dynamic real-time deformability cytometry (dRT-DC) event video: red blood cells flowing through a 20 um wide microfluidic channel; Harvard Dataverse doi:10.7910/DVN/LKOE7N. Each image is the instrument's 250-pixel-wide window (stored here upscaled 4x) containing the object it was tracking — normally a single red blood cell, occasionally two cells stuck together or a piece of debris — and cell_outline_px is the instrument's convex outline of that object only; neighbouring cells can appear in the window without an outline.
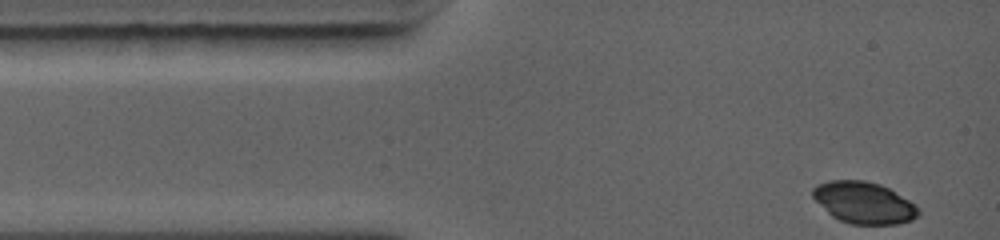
{"species": "common noctule bat (a hibernating species)", "species_latin": "Nyctalus noctula", "temperature_condition": "warm", "stored_images_in_passage": 29, "camera_frame_rate_fps": 5000, "um_per_image_px": 0.085, "animal": {"sex": "female", "body_mass_g": 19.0, "forearm_length_mm": 56.7}, "frame": {"image": 1, "passage_image": 1, "time_ms": 0.0, "image_size_px": [1000, 240], "cell_outline_px": [[920, 212], [912, 220], [896, 224], [852, 224], [840, 220], [832, 216], [812, 196], [812, 188], [816, 184], [828, 180], [864, 180], [880, 184], [888, 188], [916, 204], [920, 208]], "centroid_in_image_um": [73.43, 17.22], "position_along_channel_um": 11.6, "area_um2": 25.61}}
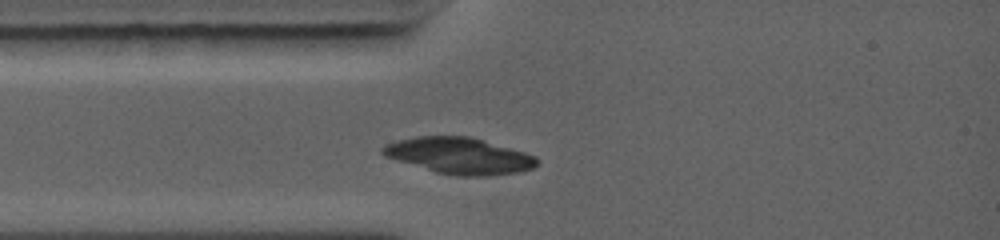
{"frame": {"image": 2, "passage_image": 9, "time_ms": 1.6, "image_size_px": [1000, 240], "cell_outline_px": [[536, 164], [532, 168], [520, 172], [484, 176], [456, 176], [436, 172], [384, 156], [380, 152], [380, 148], [384, 144], [396, 140], [416, 136], [468, 136], [524, 152], [536, 156]], "centroid_in_image_um": [38.98, 13.23], "position_along_channel_um": 46.0, "area_um2": 32.43}}
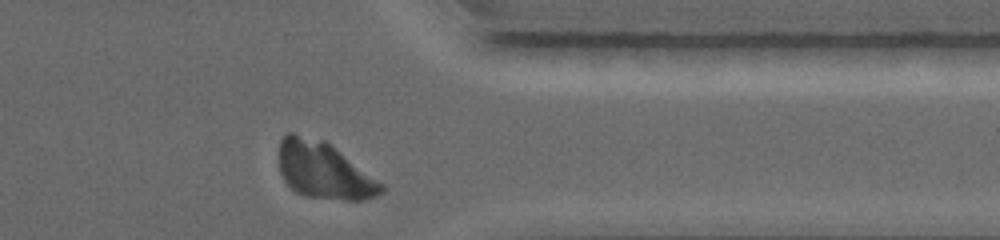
{"frame": {"image": 3, "passage_image": 28, "time_ms": 5.4, "image_size_px": [1000, 240], "cell_outline_px": [[384, 192], [376, 196], [364, 200], [344, 200], [304, 196], [296, 192], [284, 180], [280, 172], [280, 140], [288, 132], [292, 132], [324, 140], [384, 184]], "centroid_in_image_um": [27.54, 14.5], "position_along_channel_um": 383.9, "area_um2": 33.58}}